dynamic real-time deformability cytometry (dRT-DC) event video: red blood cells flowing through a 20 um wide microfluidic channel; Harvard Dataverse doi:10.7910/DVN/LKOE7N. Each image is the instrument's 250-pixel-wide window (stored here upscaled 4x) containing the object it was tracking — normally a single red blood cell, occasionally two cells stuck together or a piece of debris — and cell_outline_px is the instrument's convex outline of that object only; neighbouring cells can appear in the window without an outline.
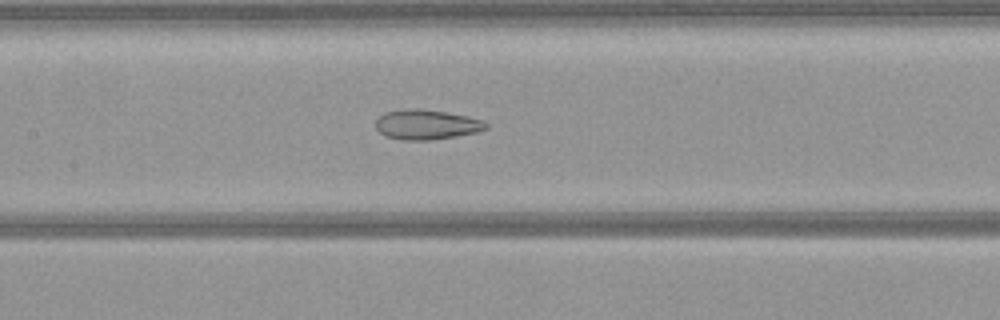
{"species": "common noctule bat (a hibernating species)", "species_latin": "Nyctalus noctula", "temperature_condition": "warm", "stored_images_in_passage": 47, "camera_frame_rate_fps": 3000, "um_per_image_px": 0.085, "animal": {"sex": "female", "body_mass_g": 21.9}, "frame": {"image": 1, "passage_image": 24, "time_ms": 7.667, "image_size_px": [1000, 320], "cell_outline_px": [[488, 128], [476, 132], [456, 136], [432, 140], [400, 140], [384, 136], [376, 128], [376, 120], [384, 112], [404, 108], [420, 108], [468, 116], [484, 120], [488, 124]], "centroid_in_image_um": [36.24, 10.58], "position_along_channel_um": 171.2, "area_um2": 19.42}}
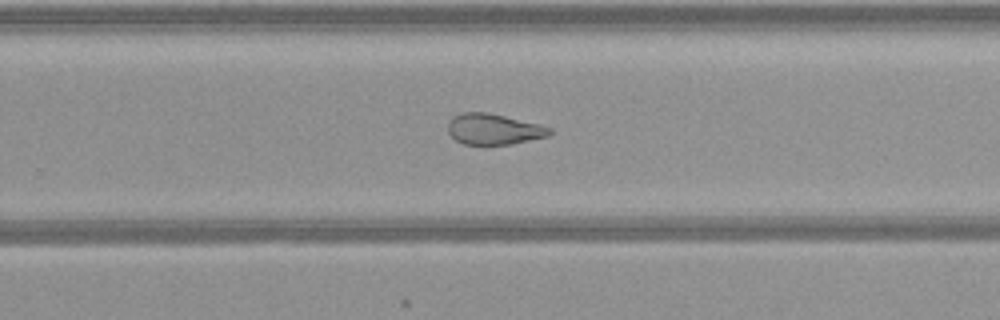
{"frame": {"image": 2, "passage_image": 33, "time_ms": 10.667, "image_size_px": [1000, 320], "cell_outline_px": [[552, 132], [548, 136], [512, 144], [464, 144], [456, 140], [448, 132], [448, 124], [456, 116], [464, 112], [488, 112], [540, 124], [552, 128]], "centroid_in_image_um": [42.01, 10.98], "position_along_channel_um": 287.8, "area_um2": 18.09}}
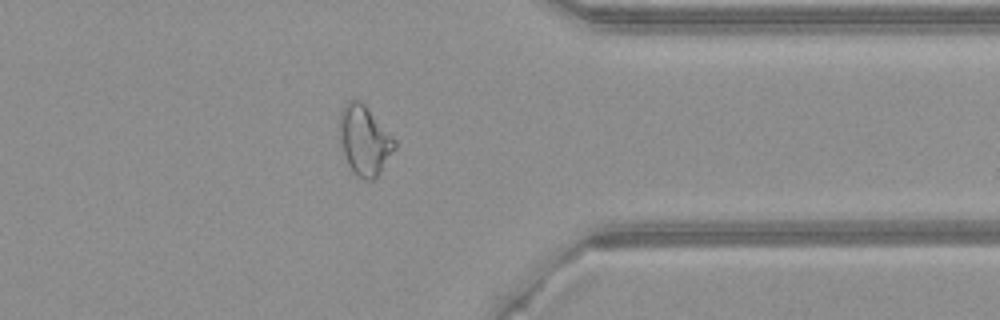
{"frame": {"image": 3, "passage_image": 41, "time_ms": 13.333, "image_size_px": [1000, 320], "cell_outline_px": [[396, 148], [380, 172], [372, 180], [364, 180], [356, 176], [352, 172], [348, 164], [340, 140], [340, 112], [344, 104], [348, 100], [360, 100], [364, 104], [396, 140]], "centroid_in_image_um": [30.98, 11.94], "position_along_channel_um": 380.4, "area_um2": 22.14}}